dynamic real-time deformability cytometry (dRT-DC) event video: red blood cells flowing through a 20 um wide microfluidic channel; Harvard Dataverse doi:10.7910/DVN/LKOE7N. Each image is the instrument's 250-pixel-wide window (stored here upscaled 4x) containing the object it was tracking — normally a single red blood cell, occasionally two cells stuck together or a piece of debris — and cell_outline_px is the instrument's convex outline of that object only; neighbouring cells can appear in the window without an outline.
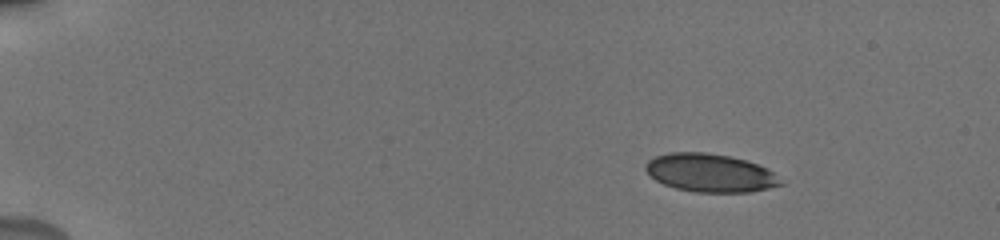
{"species": "human", "species_latin": "Homo sapiens", "temperature_condition": "cold", "stored_images_in_passage": 47, "camera_frame_rate_fps": 3000, "um_per_image_px": 0.085, "donor": {"sex": "male"}, "frame": {"image": 1, "passage_image": 1, "time_ms": 0.0, "image_size_px": [1000, 240], "cell_outline_px": [[784, 184], [768, 188], [748, 192], [696, 192], [676, 188], [664, 184], [656, 180], [644, 168], [648, 160], [656, 156], [668, 152], [704, 152], [728, 156], [744, 160], [756, 164], [772, 172]], "centroid_in_image_um": [60.33, 14.69], "position_along_channel_um": 24.7, "area_um2": 29.65}}
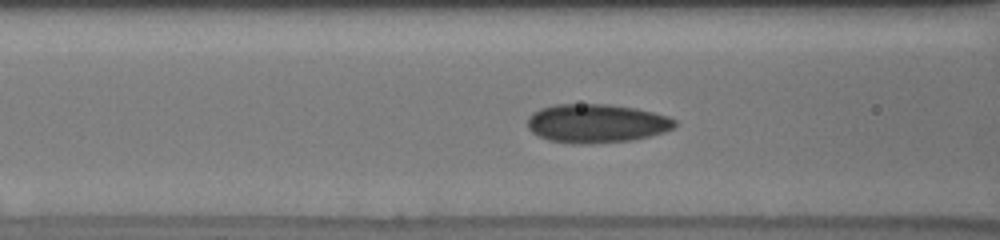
{"frame": {"image": 2, "passage_image": 17, "time_ms": 5.333, "image_size_px": [1000, 240], "cell_outline_px": [[676, 124], [672, 128], [664, 132], [632, 140], [588, 144], [572, 144], [548, 140], [532, 132], [528, 128], [528, 116], [532, 112], [540, 108], [556, 104], [608, 104], [636, 108], [668, 116], [676, 120]], "centroid_in_image_um": [50.67, 10.48], "position_along_channel_um": 115.9, "area_um2": 33.35}}
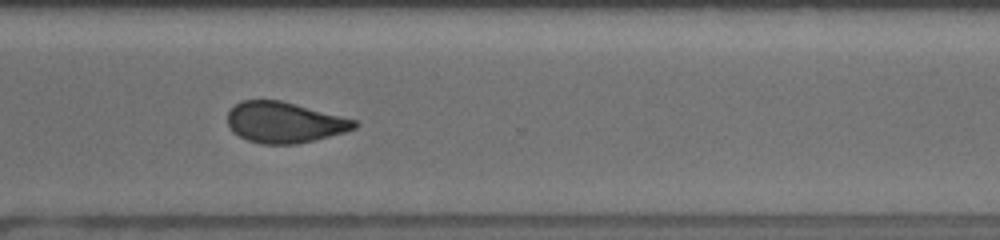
{"frame": {"image": 3, "passage_image": 35, "time_ms": 11.333, "image_size_px": [1000, 240], "cell_outline_px": [[360, 124], [356, 128], [344, 132], [296, 144], [264, 144], [248, 140], [232, 132], [228, 124], [228, 112], [240, 100], [280, 100], [356, 120]], "centroid_in_image_um": [24.16, 10.4], "position_along_channel_um": 346.4, "area_um2": 29.88}, "authors_computed_cell_mechanics": {"area_um2": 30.9808, "velocity_mm_per_s": 3.8415, "shape_relaxation_time_tau1_ms": null, "shape_relaxation_time_tau2_ms": 2.3134, "deformation_change_tau1": null, "deformation_change_tau2": 0.0771}}